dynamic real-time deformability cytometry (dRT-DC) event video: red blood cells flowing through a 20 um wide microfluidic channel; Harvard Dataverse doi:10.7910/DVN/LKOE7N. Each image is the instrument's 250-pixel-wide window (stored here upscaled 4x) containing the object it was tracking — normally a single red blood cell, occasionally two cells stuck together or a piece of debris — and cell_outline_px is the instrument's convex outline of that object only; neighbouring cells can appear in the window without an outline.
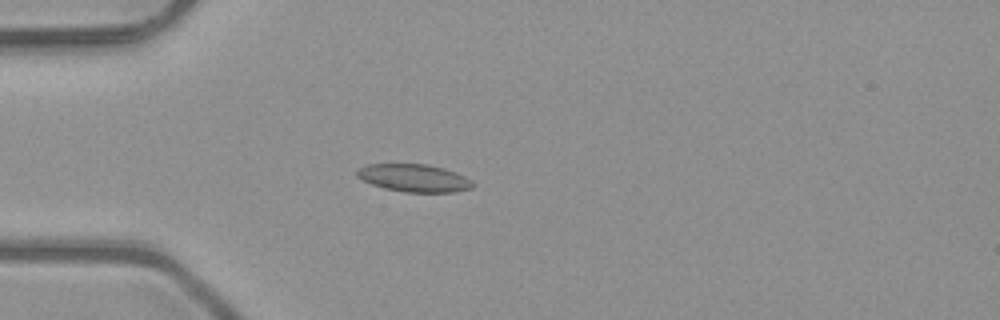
{"species": "common noctule bat (a hibernating species)", "species_latin": "Nyctalus noctula", "temperature_condition": "room temperature", "stored_images_in_passage": 5, "camera_frame_rate_fps": 3000, "um_per_image_px": 0.085, "animal": {"sex": "male", "body_mass_g": 23.1, "forearm_length_mm": 52.7}, "frame": {"image": 1, "passage_image": 4, "time_ms": 1.0, "image_size_px": [1000, 320], "cell_outline_px": [[476, 184], [472, 188], [456, 192], [404, 192], [384, 188], [372, 184], [356, 176], [356, 168], [368, 164], [428, 164], [444, 168], [456, 172], [472, 180]], "centroid_in_image_um": [35.21, 15.13], "position_along_channel_um": 49.8, "area_um2": 18.84}}